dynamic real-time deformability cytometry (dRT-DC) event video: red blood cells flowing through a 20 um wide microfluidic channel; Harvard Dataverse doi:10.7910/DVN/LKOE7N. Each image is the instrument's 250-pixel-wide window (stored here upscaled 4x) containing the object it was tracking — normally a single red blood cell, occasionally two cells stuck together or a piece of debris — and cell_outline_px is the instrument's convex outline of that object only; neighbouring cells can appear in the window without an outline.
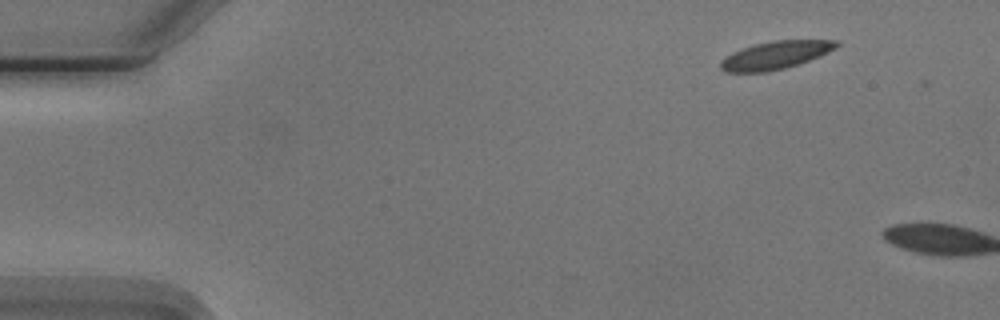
{"species": "Egyptian fruit bat (a non-hibernating species)", "species_latin": "Rousettus aegyptiacus", "temperature_condition": "cold", "stored_images_in_passage": 2, "camera_frame_rate_fps": 3000, "um_per_image_px": 0.085, "animal": {"sex": "male"}, "frame": {"image": 1, "passage_image": 1, "time_ms": 0.0, "image_size_px": [1000, 320], "cell_outline_px": [[840, 44], [836, 48], [828, 52], [808, 60], [784, 68], [768, 72], [724, 72], [720, 68], [720, 60], [732, 52], [756, 44], [772, 40], [840, 40]], "centroid_in_image_um": [65.9, 4.68], "position_along_channel_um": 19.1, "area_um2": 18.73}}